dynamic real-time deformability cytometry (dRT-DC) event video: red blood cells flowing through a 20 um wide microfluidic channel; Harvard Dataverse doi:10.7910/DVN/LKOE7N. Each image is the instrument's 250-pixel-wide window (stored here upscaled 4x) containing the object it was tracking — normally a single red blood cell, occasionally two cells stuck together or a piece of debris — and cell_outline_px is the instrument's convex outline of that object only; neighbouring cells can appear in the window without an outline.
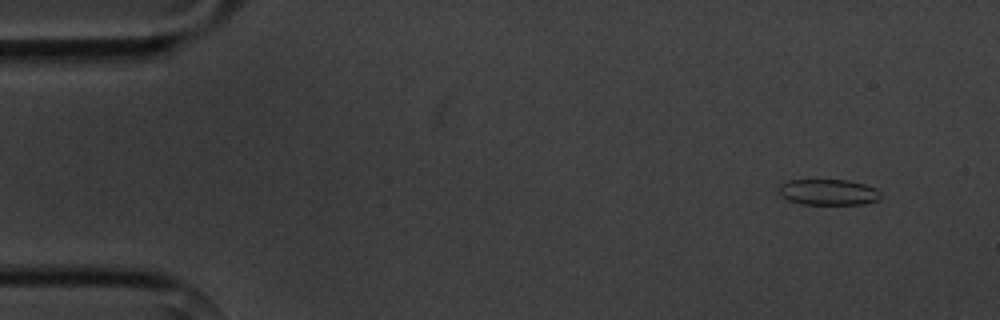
{"species": "common noctule bat (a hibernating species)", "species_latin": "Nyctalus noctula", "temperature_condition": "cold", "stored_images_in_passage": 4, "camera_frame_rate_fps": 3000, "um_per_image_px": 0.085, "animal": {"sex": "male", "body_mass_g": 20.1, "forearm_length_mm": 53.5}, "frame": {"image": 1, "passage_image": 1, "time_ms": 0.0, "image_size_px": [1000, 320], "cell_outline_px": [[880, 200], [864, 204], [800, 204], [788, 200], [780, 192], [780, 184], [788, 180], [848, 180], [864, 184], [876, 188], [880, 192]], "centroid_in_image_um": [70.45, 16.33], "position_along_channel_um": 14.6, "area_um2": 15.32}}
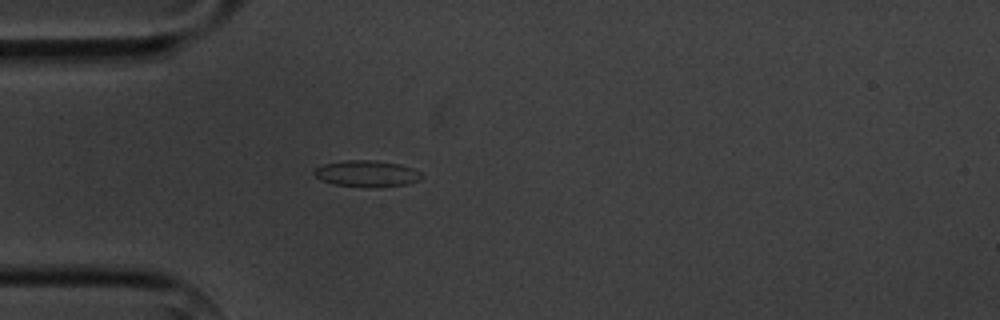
{"frame": {"image": 2, "passage_image": 4, "time_ms": 3.667, "image_size_px": [1000, 320], "cell_outline_px": [[424, 176], [408, 184], [368, 188], [336, 184], [324, 180], [316, 176], [312, 172], [316, 168], [324, 164], [344, 160], [376, 160], [400, 164], [412, 168], [420, 172]], "centroid_in_image_um": [31.2, 14.75], "position_along_channel_um": 53.8, "area_um2": 16.42}}